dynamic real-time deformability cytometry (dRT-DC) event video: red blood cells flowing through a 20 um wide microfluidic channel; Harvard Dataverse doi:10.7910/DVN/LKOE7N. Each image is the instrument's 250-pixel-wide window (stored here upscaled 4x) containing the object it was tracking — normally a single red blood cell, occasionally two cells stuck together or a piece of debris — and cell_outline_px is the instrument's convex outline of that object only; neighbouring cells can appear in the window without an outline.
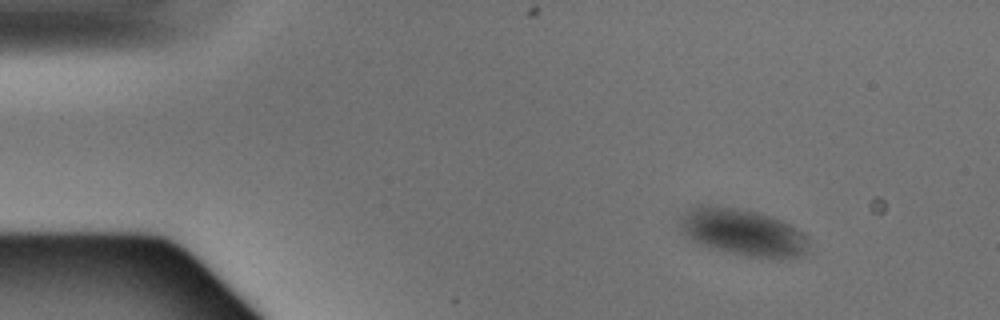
{"species": "Egyptian fruit bat (a non-hibernating species)", "species_latin": "Rousettus aegyptiacus", "temperature_condition": "warm", "stored_images_in_passage": 3, "camera_frame_rate_fps": 3000, "um_per_image_px": 0.085, "animal": {"sex": "male"}, "frame": {"image": 1, "passage_image": 1, "time_ms": 0.0, "image_size_px": [1000, 320], "cell_outline_px": [[812, 252], [804, 256], [748, 256], [700, 244], [692, 240], [680, 232], [680, 216], [688, 208], [696, 204], [712, 204], [744, 208], [772, 216], [788, 224], [800, 232], [812, 244]], "centroid_in_image_um": [63.11, 19.68], "position_along_channel_um": 21.9, "area_um2": 35.32}}
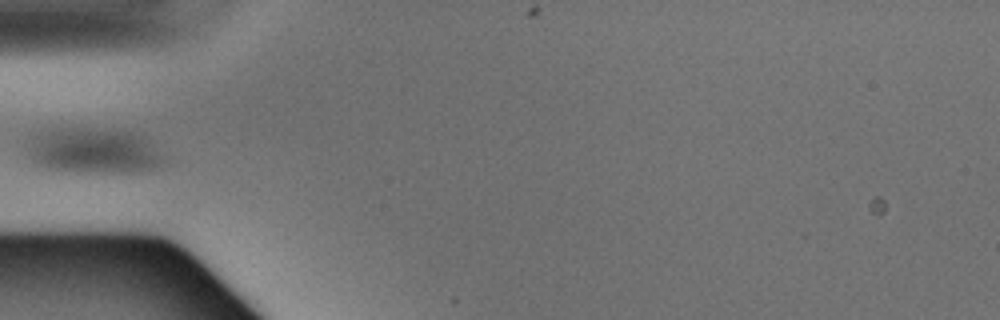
{"frame": {"image": 2, "passage_image": 3, "time_ms": 0.667, "image_size_px": [1000, 320], "cell_outline_px": [[168, 164], [164, 168], [148, 172], [56, 172], [36, 168], [32, 164], [28, 156], [28, 152], [32, 136], [40, 132], [60, 128], [112, 128], [132, 132], [148, 136], [168, 160]], "centroid_in_image_um": [8.06, 12.85], "position_along_channel_um": 76.9, "area_um2": 38.32}}